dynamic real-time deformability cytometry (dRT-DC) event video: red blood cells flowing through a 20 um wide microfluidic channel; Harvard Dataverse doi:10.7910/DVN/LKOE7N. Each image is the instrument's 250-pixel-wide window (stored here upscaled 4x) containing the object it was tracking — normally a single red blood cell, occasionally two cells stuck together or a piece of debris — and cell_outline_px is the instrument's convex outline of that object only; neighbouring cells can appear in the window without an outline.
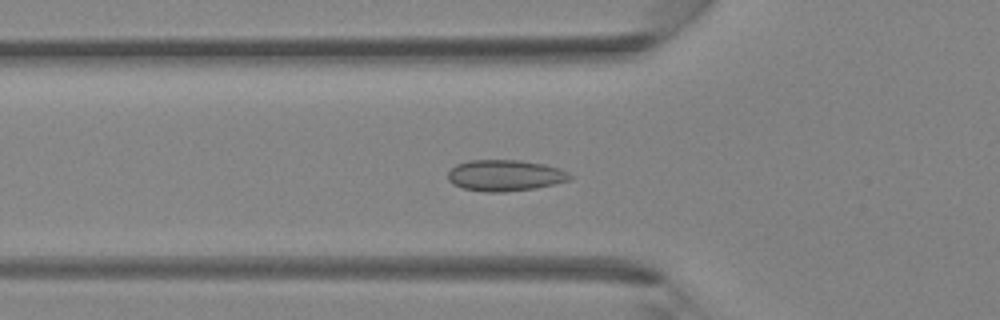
{"species": "Egyptian fruit bat (a non-hibernating species)", "species_latin": "Rousettus aegyptiacus", "temperature_condition": "room temperature", "stored_images_in_passage": 41, "camera_frame_rate_fps": 3000, "um_per_image_px": 0.085, "animal": {"sex": "female"}, "frame": {"image": 1, "passage_image": 14, "time_ms": 4.333, "image_size_px": [1000, 320], "cell_outline_px": [[572, 180], [536, 188], [504, 192], [484, 192], [464, 188], [452, 184], [448, 180], [448, 172], [456, 164], [468, 160], [520, 160], [544, 164], [560, 168], [568, 172], [572, 176]], "centroid_in_image_um": [42.94, 14.91], "position_along_channel_um": 82.9, "area_um2": 22.37}}
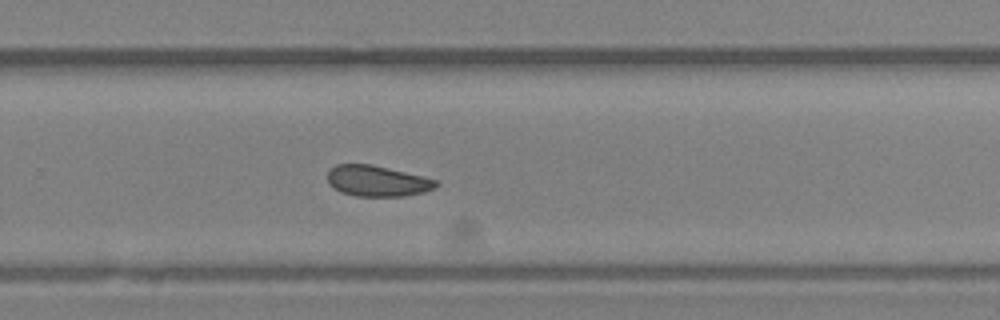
{"frame": {"image": 2, "passage_image": 27, "time_ms": 8.667, "image_size_px": [1000, 320], "cell_outline_px": [[440, 184], [424, 192], [404, 196], [356, 196], [340, 192], [328, 184], [328, 172], [336, 164], [368, 164], [404, 172], [436, 180]], "centroid_in_image_um": [32.02, 15.39], "position_along_channel_um": 297.8, "area_um2": 19.19}}
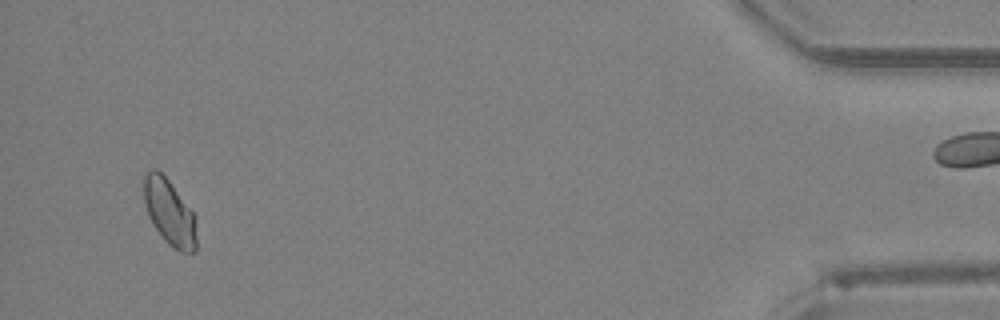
{"frame": {"image": 3, "passage_image": 39, "time_ms": 12.667, "image_size_px": [1000, 320], "cell_outline_px": [[196, 252], [180, 252], [172, 248], [164, 240], [148, 216], [144, 200], [144, 176], [148, 168], [156, 168], [168, 180], [196, 216]], "centroid_in_image_um": [14.41, 18.06], "position_along_channel_um": 420.8, "area_um2": 20.23}}